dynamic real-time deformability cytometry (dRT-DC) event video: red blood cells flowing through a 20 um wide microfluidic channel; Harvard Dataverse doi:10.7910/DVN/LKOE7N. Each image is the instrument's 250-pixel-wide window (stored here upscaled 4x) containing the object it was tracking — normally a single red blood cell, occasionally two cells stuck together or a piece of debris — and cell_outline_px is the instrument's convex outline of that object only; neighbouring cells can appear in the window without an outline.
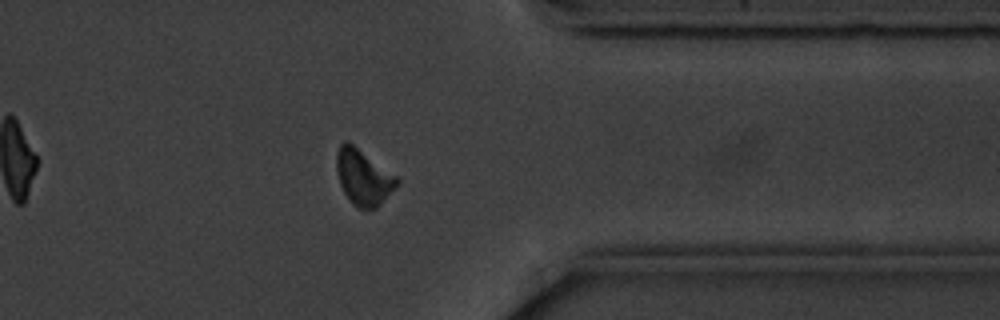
{"species": "common noctule bat (a hibernating species)", "species_latin": "Nyctalus noctula", "temperature_condition": "cold", "stored_images_in_passage": 13, "camera_frame_rate_fps": 3000, "um_per_image_px": 0.085, "animal": {"sex": "male", "body_mass_g": 20.1, "forearm_length_mm": 53.5}, "frame": {"image": 1, "passage_image": 11, "time_ms": 12.333, "image_size_px": [1000, 320], "cell_outline_px": [[400, 180], [380, 204], [376, 208], [368, 212], [356, 208], [352, 204], [344, 192], [340, 184], [336, 168], [336, 152], [340, 144], [344, 140], [348, 140], [396, 176]], "centroid_in_image_um": [30.84, 15.08], "position_along_channel_um": 380.6, "area_um2": 19.59}}
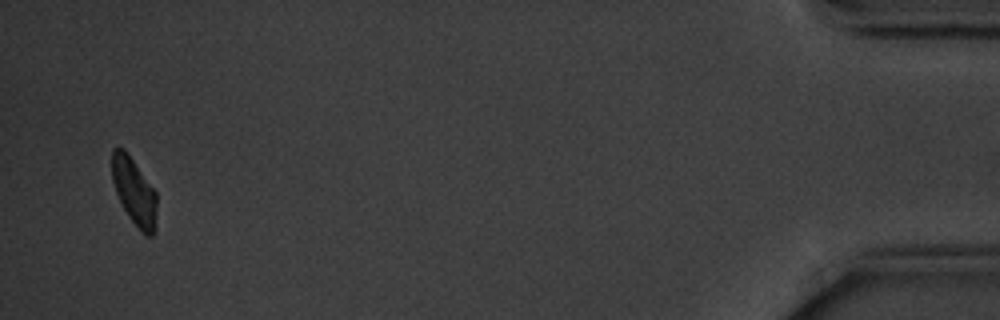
{"frame": {"image": 2, "passage_image": 13, "time_ms": 15.667, "image_size_px": [1000, 320], "cell_outline_px": [[156, 228], [152, 236], [144, 236], [140, 232], [128, 216], [116, 192], [112, 180], [112, 148], [124, 148], [156, 192]], "centroid_in_image_um": [11.42, 16.32], "position_along_channel_um": 423.8, "area_um2": 17.46}, "authors_computed_cell_mechanics": {"area_um2": 19.9988, "velocity_mm_per_s": 3.5315, "shape_relaxation_time_tau1_ms": 1.355, "shape_relaxation_time_tau2_ms": null, "deformation_change_tau1": 0.0954, "deformation_change_tau2": null}}